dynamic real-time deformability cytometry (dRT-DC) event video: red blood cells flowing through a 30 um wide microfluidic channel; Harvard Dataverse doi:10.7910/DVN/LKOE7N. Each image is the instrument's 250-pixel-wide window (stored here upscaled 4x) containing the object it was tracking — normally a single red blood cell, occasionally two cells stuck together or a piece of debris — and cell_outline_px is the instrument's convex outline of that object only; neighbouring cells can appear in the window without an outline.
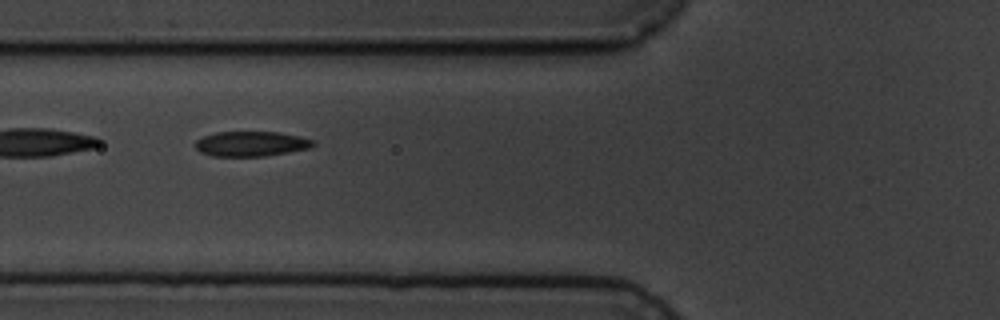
{"species": "common noctule bat (a hibernating species)", "species_latin": "Nyctalus noctula", "temperature_condition": "cold", "stored_images_in_passage": 7, "segment_of_instrument_passage": [2, 2], "camera_frame_rate_fps": 3000, "um_per_image_px": 0.085, "animal": {"sex": "male", "body_mass_g": 19.5, "forearm_length_mm": 54.6}, "frame": {"image": 1, "passage_image": 7, "time_ms": 6.667, "image_size_px": [1000, 320], "cell_outline_px": [[316, 144], [312, 148], [264, 156], [212, 156], [200, 152], [196, 148], [196, 140], [204, 136], [216, 132], [280, 132], [300, 136], [316, 140]], "centroid_in_image_um": [21.4, 12.22], "position_along_channel_um": 104.4, "area_um2": 17.28}}